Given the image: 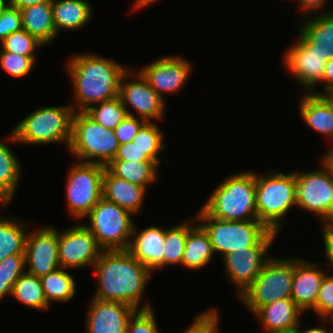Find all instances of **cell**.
Returning <instances> with one entry per match:
<instances>
[{"label": "cell", "mask_w": 333, "mask_h": 333, "mask_svg": "<svg viewBox=\"0 0 333 333\" xmlns=\"http://www.w3.org/2000/svg\"><path fill=\"white\" fill-rule=\"evenodd\" d=\"M93 273L98 279L93 298L122 302L138 310L153 307L144 298L153 273L127 250H103Z\"/></svg>", "instance_id": "cell-1"}, {"label": "cell", "mask_w": 333, "mask_h": 333, "mask_svg": "<svg viewBox=\"0 0 333 333\" xmlns=\"http://www.w3.org/2000/svg\"><path fill=\"white\" fill-rule=\"evenodd\" d=\"M67 59L65 67L74 90L70 105L75 112L119 95L121 77L128 70L125 64L92 52L75 53Z\"/></svg>", "instance_id": "cell-2"}, {"label": "cell", "mask_w": 333, "mask_h": 333, "mask_svg": "<svg viewBox=\"0 0 333 333\" xmlns=\"http://www.w3.org/2000/svg\"><path fill=\"white\" fill-rule=\"evenodd\" d=\"M74 112L70 104L37 108L12 128L5 141L25 146L63 143L68 151Z\"/></svg>", "instance_id": "cell-3"}, {"label": "cell", "mask_w": 333, "mask_h": 333, "mask_svg": "<svg viewBox=\"0 0 333 333\" xmlns=\"http://www.w3.org/2000/svg\"><path fill=\"white\" fill-rule=\"evenodd\" d=\"M201 207L219 220H258L255 171L229 175L214 187Z\"/></svg>", "instance_id": "cell-4"}, {"label": "cell", "mask_w": 333, "mask_h": 333, "mask_svg": "<svg viewBox=\"0 0 333 333\" xmlns=\"http://www.w3.org/2000/svg\"><path fill=\"white\" fill-rule=\"evenodd\" d=\"M194 215L208 233L214 254L218 253L222 258L234 250L247 247H272L279 235L258 220H219L211 217L202 207Z\"/></svg>", "instance_id": "cell-5"}, {"label": "cell", "mask_w": 333, "mask_h": 333, "mask_svg": "<svg viewBox=\"0 0 333 333\" xmlns=\"http://www.w3.org/2000/svg\"><path fill=\"white\" fill-rule=\"evenodd\" d=\"M256 177V210L258 221L270 231L280 233L285 216L296 207V170L283 173L277 169Z\"/></svg>", "instance_id": "cell-6"}, {"label": "cell", "mask_w": 333, "mask_h": 333, "mask_svg": "<svg viewBox=\"0 0 333 333\" xmlns=\"http://www.w3.org/2000/svg\"><path fill=\"white\" fill-rule=\"evenodd\" d=\"M119 146L113 130L97 123L85 111L74 112L68 151L78 162L106 167L115 158Z\"/></svg>", "instance_id": "cell-7"}, {"label": "cell", "mask_w": 333, "mask_h": 333, "mask_svg": "<svg viewBox=\"0 0 333 333\" xmlns=\"http://www.w3.org/2000/svg\"><path fill=\"white\" fill-rule=\"evenodd\" d=\"M293 257L272 256L255 281L238 298L253 315L260 307L291 298Z\"/></svg>", "instance_id": "cell-8"}, {"label": "cell", "mask_w": 333, "mask_h": 333, "mask_svg": "<svg viewBox=\"0 0 333 333\" xmlns=\"http://www.w3.org/2000/svg\"><path fill=\"white\" fill-rule=\"evenodd\" d=\"M84 218L103 250H127L135 224L130 211L102 197Z\"/></svg>", "instance_id": "cell-9"}, {"label": "cell", "mask_w": 333, "mask_h": 333, "mask_svg": "<svg viewBox=\"0 0 333 333\" xmlns=\"http://www.w3.org/2000/svg\"><path fill=\"white\" fill-rule=\"evenodd\" d=\"M105 166L95 163H72L66 178V204L75 221L84 217L103 197Z\"/></svg>", "instance_id": "cell-10"}, {"label": "cell", "mask_w": 333, "mask_h": 333, "mask_svg": "<svg viewBox=\"0 0 333 333\" xmlns=\"http://www.w3.org/2000/svg\"><path fill=\"white\" fill-rule=\"evenodd\" d=\"M319 170H296V206L317 216L318 221L333 222V177L323 162Z\"/></svg>", "instance_id": "cell-11"}, {"label": "cell", "mask_w": 333, "mask_h": 333, "mask_svg": "<svg viewBox=\"0 0 333 333\" xmlns=\"http://www.w3.org/2000/svg\"><path fill=\"white\" fill-rule=\"evenodd\" d=\"M133 70L134 68L130 69L128 65V70L122 75L119 85L118 96L127 114L134 117L138 114L139 118L147 122L163 120L167 102L150 87L139 71ZM131 107L137 114L130 110Z\"/></svg>", "instance_id": "cell-12"}, {"label": "cell", "mask_w": 333, "mask_h": 333, "mask_svg": "<svg viewBox=\"0 0 333 333\" xmlns=\"http://www.w3.org/2000/svg\"><path fill=\"white\" fill-rule=\"evenodd\" d=\"M103 249L91 231L82 223L66 230H58V258L67 270L93 267Z\"/></svg>", "instance_id": "cell-13"}, {"label": "cell", "mask_w": 333, "mask_h": 333, "mask_svg": "<svg viewBox=\"0 0 333 333\" xmlns=\"http://www.w3.org/2000/svg\"><path fill=\"white\" fill-rule=\"evenodd\" d=\"M192 62L177 55H163L154 62L145 64L138 71L148 81L150 87L163 99L164 95L177 93L188 82L192 73Z\"/></svg>", "instance_id": "cell-14"}, {"label": "cell", "mask_w": 333, "mask_h": 333, "mask_svg": "<svg viewBox=\"0 0 333 333\" xmlns=\"http://www.w3.org/2000/svg\"><path fill=\"white\" fill-rule=\"evenodd\" d=\"M58 268L57 227L50 224L29 230L25 243V271L41 278Z\"/></svg>", "instance_id": "cell-15"}, {"label": "cell", "mask_w": 333, "mask_h": 333, "mask_svg": "<svg viewBox=\"0 0 333 333\" xmlns=\"http://www.w3.org/2000/svg\"><path fill=\"white\" fill-rule=\"evenodd\" d=\"M270 248L247 247L234 250L222 258L225 278L236 288L237 298L255 281L273 256L269 254Z\"/></svg>", "instance_id": "cell-16"}, {"label": "cell", "mask_w": 333, "mask_h": 333, "mask_svg": "<svg viewBox=\"0 0 333 333\" xmlns=\"http://www.w3.org/2000/svg\"><path fill=\"white\" fill-rule=\"evenodd\" d=\"M282 56L284 67L304 93L318 94L317 88L322 83L327 62L324 57L313 49H309L299 38L285 50Z\"/></svg>", "instance_id": "cell-17"}, {"label": "cell", "mask_w": 333, "mask_h": 333, "mask_svg": "<svg viewBox=\"0 0 333 333\" xmlns=\"http://www.w3.org/2000/svg\"><path fill=\"white\" fill-rule=\"evenodd\" d=\"M86 333H126L130 318L138 310L117 301L90 299Z\"/></svg>", "instance_id": "cell-18"}, {"label": "cell", "mask_w": 333, "mask_h": 333, "mask_svg": "<svg viewBox=\"0 0 333 333\" xmlns=\"http://www.w3.org/2000/svg\"><path fill=\"white\" fill-rule=\"evenodd\" d=\"M322 268V264L293 257L291 299L304 313L315 308L322 279L328 273Z\"/></svg>", "instance_id": "cell-19"}, {"label": "cell", "mask_w": 333, "mask_h": 333, "mask_svg": "<svg viewBox=\"0 0 333 333\" xmlns=\"http://www.w3.org/2000/svg\"><path fill=\"white\" fill-rule=\"evenodd\" d=\"M165 228L149 226L141 231L134 224L127 251L152 273L163 269Z\"/></svg>", "instance_id": "cell-20"}, {"label": "cell", "mask_w": 333, "mask_h": 333, "mask_svg": "<svg viewBox=\"0 0 333 333\" xmlns=\"http://www.w3.org/2000/svg\"><path fill=\"white\" fill-rule=\"evenodd\" d=\"M304 314L291 298H285L260 307L253 316L262 333H287L296 331Z\"/></svg>", "instance_id": "cell-21"}, {"label": "cell", "mask_w": 333, "mask_h": 333, "mask_svg": "<svg viewBox=\"0 0 333 333\" xmlns=\"http://www.w3.org/2000/svg\"><path fill=\"white\" fill-rule=\"evenodd\" d=\"M301 19L298 38L325 61L333 58V12L311 14Z\"/></svg>", "instance_id": "cell-22"}, {"label": "cell", "mask_w": 333, "mask_h": 333, "mask_svg": "<svg viewBox=\"0 0 333 333\" xmlns=\"http://www.w3.org/2000/svg\"><path fill=\"white\" fill-rule=\"evenodd\" d=\"M103 198L127 209L133 215L141 212L147 190L113 175L106 167L103 176Z\"/></svg>", "instance_id": "cell-23"}, {"label": "cell", "mask_w": 333, "mask_h": 333, "mask_svg": "<svg viewBox=\"0 0 333 333\" xmlns=\"http://www.w3.org/2000/svg\"><path fill=\"white\" fill-rule=\"evenodd\" d=\"M298 109L300 117L308 128L333 142V111L321 94L304 93L300 98ZM329 148H333V145Z\"/></svg>", "instance_id": "cell-24"}, {"label": "cell", "mask_w": 333, "mask_h": 333, "mask_svg": "<svg viewBox=\"0 0 333 333\" xmlns=\"http://www.w3.org/2000/svg\"><path fill=\"white\" fill-rule=\"evenodd\" d=\"M193 218L192 223L188 220V234L181 263V267L190 271L204 268L215 255L208 233L197 222L196 216Z\"/></svg>", "instance_id": "cell-25"}, {"label": "cell", "mask_w": 333, "mask_h": 333, "mask_svg": "<svg viewBox=\"0 0 333 333\" xmlns=\"http://www.w3.org/2000/svg\"><path fill=\"white\" fill-rule=\"evenodd\" d=\"M87 0H52L53 21L58 36L61 31L80 30L88 24L94 11Z\"/></svg>", "instance_id": "cell-26"}, {"label": "cell", "mask_w": 333, "mask_h": 333, "mask_svg": "<svg viewBox=\"0 0 333 333\" xmlns=\"http://www.w3.org/2000/svg\"><path fill=\"white\" fill-rule=\"evenodd\" d=\"M23 29L45 47L54 43L58 34L53 21L52 1H46L20 9Z\"/></svg>", "instance_id": "cell-27"}, {"label": "cell", "mask_w": 333, "mask_h": 333, "mask_svg": "<svg viewBox=\"0 0 333 333\" xmlns=\"http://www.w3.org/2000/svg\"><path fill=\"white\" fill-rule=\"evenodd\" d=\"M17 158L10 146L0 140V206L3 210L13 202L22 175L23 166Z\"/></svg>", "instance_id": "cell-28"}, {"label": "cell", "mask_w": 333, "mask_h": 333, "mask_svg": "<svg viewBox=\"0 0 333 333\" xmlns=\"http://www.w3.org/2000/svg\"><path fill=\"white\" fill-rule=\"evenodd\" d=\"M159 165L155 161L112 160L106 168L116 177L148 190L158 181Z\"/></svg>", "instance_id": "cell-29"}, {"label": "cell", "mask_w": 333, "mask_h": 333, "mask_svg": "<svg viewBox=\"0 0 333 333\" xmlns=\"http://www.w3.org/2000/svg\"><path fill=\"white\" fill-rule=\"evenodd\" d=\"M24 221L20 217L0 216V262L10 255L25 254L30 224Z\"/></svg>", "instance_id": "cell-30"}, {"label": "cell", "mask_w": 333, "mask_h": 333, "mask_svg": "<svg viewBox=\"0 0 333 333\" xmlns=\"http://www.w3.org/2000/svg\"><path fill=\"white\" fill-rule=\"evenodd\" d=\"M11 297L22 305L42 310L41 312L51 307L44 295L40 278L26 271L14 283Z\"/></svg>", "instance_id": "cell-31"}, {"label": "cell", "mask_w": 333, "mask_h": 333, "mask_svg": "<svg viewBox=\"0 0 333 333\" xmlns=\"http://www.w3.org/2000/svg\"><path fill=\"white\" fill-rule=\"evenodd\" d=\"M44 295L49 305L51 302L66 303L76 294V282L66 268H58L40 278Z\"/></svg>", "instance_id": "cell-32"}, {"label": "cell", "mask_w": 333, "mask_h": 333, "mask_svg": "<svg viewBox=\"0 0 333 333\" xmlns=\"http://www.w3.org/2000/svg\"><path fill=\"white\" fill-rule=\"evenodd\" d=\"M188 234V220L165 229L163 269L167 266H181Z\"/></svg>", "instance_id": "cell-33"}, {"label": "cell", "mask_w": 333, "mask_h": 333, "mask_svg": "<svg viewBox=\"0 0 333 333\" xmlns=\"http://www.w3.org/2000/svg\"><path fill=\"white\" fill-rule=\"evenodd\" d=\"M85 112L97 123L110 130H114L128 115L119 96L96 103Z\"/></svg>", "instance_id": "cell-34"}, {"label": "cell", "mask_w": 333, "mask_h": 333, "mask_svg": "<svg viewBox=\"0 0 333 333\" xmlns=\"http://www.w3.org/2000/svg\"><path fill=\"white\" fill-rule=\"evenodd\" d=\"M163 131L155 122H146L136 134L133 142L152 160L160 165L159 155L166 148Z\"/></svg>", "instance_id": "cell-35"}, {"label": "cell", "mask_w": 333, "mask_h": 333, "mask_svg": "<svg viewBox=\"0 0 333 333\" xmlns=\"http://www.w3.org/2000/svg\"><path fill=\"white\" fill-rule=\"evenodd\" d=\"M25 272V254L7 256L0 262V301L11 296L14 283Z\"/></svg>", "instance_id": "cell-36"}, {"label": "cell", "mask_w": 333, "mask_h": 333, "mask_svg": "<svg viewBox=\"0 0 333 333\" xmlns=\"http://www.w3.org/2000/svg\"><path fill=\"white\" fill-rule=\"evenodd\" d=\"M1 45L0 51L17 53L23 56H37L35 54L38 49L45 47L25 29L11 33L1 41Z\"/></svg>", "instance_id": "cell-37"}, {"label": "cell", "mask_w": 333, "mask_h": 333, "mask_svg": "<svg viewBox=\"0 0 333 333\" xmlns=\"http://www.w3.org/2000/svg\"><path fill=\"white\" fill-rule=\"evenodd\" d=\"M37 62L36 56H23L21 54L0 51V69L6 74L21 79L29 75Z\"/></svg>", "instance_id": "cell-38"}, {"label": "cell", "mask_w": 333, "mask_h": 333, "mask_svg": "<svg viewBox=\"0 0 333 333\" xmlns=\"http://www.w3.org/2000/svg\"><path fill=\"white\" fill-rule=\"evenodd\" d=\"M318 319L333 320V274L328 272L322 279L315 308L311 311Z\"/></svg>", "instance_id": "cell-39"}, {"label": "cell", "mask_w": 333, "mask_h": 333, "mask_svg": "<svg viewBox=\"0 0 333 333\" xmlns=\"http://www.w3.org/2000/svg\"><path fill=\"white\" fill-rule=\"evenodd\" d=\"M219 310L209 308L195 316L192 323L182 333H218L220 326Z\"/></svg>", "instance_id": "cell-40"}, {"label": "cell", "mask_w": 333, "mask_h": 333, "mask_svg": "<svg viewBox=\"0 0 333 333\" xmlns=\"http://www.w3.org/2000/svg\"><path fill=\"white\" fill-rule=\"evenodd\" d=\"M154 308L137 310L130 318L126 333H159Z\"/></svg>", "instance_id": "cell-41"}, {"label": "cell", "mask_w": 333, "mask_h": 333, "mask_svg": "<svg viewBox=\"0 0 333 333\" xmlns=\"http://www.w3.org/2000/svg\"><path fill=\"white\" fill-rule=\"evenodd\" d=\"M23 29L20 9L7 4L0 12V42L13 32Z\"/></svg>", "instance_id": "cell-42"}, {"label": "cell", "mask_w": 333, "mask_h": 333, "mask_svg": "<svg viewBox=\"0 0 333 333\" xmlns=\"http://www.w3.org/2000/svg\"><path fill=\"white\" fill-rule=\"evenodd\" d=\"M146 122V120L137 116L134 117L127 115L124 120L113 130L120 145L133 142L134 137Z\"/></svg>", "instance_id": "cell-43"}, {"label": "cell", "mask_w": 333, "mask_h": 333, "mask_svg": "<svg viewBox=\"0 0 333 333\" xmlns=\"http://www.w3.org/2000/svg\"><path fill=\"white\" fill-rule=\"evenodd\" d=\"M113 160L152 161L134 142L121 144Z\"/></svg>", "instance_id": "cell-44"}, {"label": "cell", "mask_w": 333, "mask_h": 333, "mask_svg": "<svg viewBox=\"0 0 333 333\" xmlns=\"http://www.w3.org/2000/svg\"><path fill=\"white\" fill-rule=\"evenodd\" d=\"M321 229H322V238H323V244H324V254L328 259V264H323L324 266L328 265L329 268L331 266V269L333 270V222H323L321 223ZM330 265V266H329ZM333 274V271H329Z\"/></svg>", "instance_id": "cell-45"}, {"label": "cell", "mask_w": 333, "mask_h": 333, "mask_svg": "<svg viewBox=\"0 0 333 333\" xmlns=\"http://www.w3.org/2000/svg\"><path fill=\"white\" fill-rule=\"evenodd\" d=\"M330 0H295L298 4L299 11H302V17L311 14L318 13H330L333 12V7L325 11L326 4H328ZM324 10V11H323ZM304 12V14H303ZM312 12V13H311ZM306 14V15H305Z\"/></svg>", "instance_id": "cell-46"}, {"label": "cell", "mask_w": 333, "mask_h": 333, "mask_svg": "<svg viewBox=\"0 0 333 333\" xmlns=\"http://www.w3.org/2000/svg\"><path fill=\"white\" fill-rule=\"evenodd\" d=\"M301 323L302 321L300 322L299 327L296 329L298 333H333V320L331 319L320 318L319 326L317 325V327H307L304 330H302V328L300 329Z\"/></svg>", "instance_id": "cell-47"}, {"label": "cell", "mask_w": 333, "mask_h": 333, "mask_svg": "<svg viewBox=\"0 0 333 333\" xmlns=\"http://www.w3.org/2000/svg\"><path fill=\"white\" fill-rule=\"evenodd\" d=\"M322 84L323 90L318 91V94L333 92V58L326 62Z\"/></svg>", "instance_id": "cell-48"}, {"label": "cell", "mask_w": 333, "mask_h": 333, "mask_svg": "<svg viewBox=\"0 0 333 333\" xmlns=\"http://www.w3.org/2000/svg\"><path fill=\"white\" fill-rule=\"evenodd\" d=\"M46 1H52V0H8V4L18 9H22Z\"/></svg>", "instance_id": "cell-49"}, {"label": "cell", "mask_w": 333, "mask_h": 333, "mask_svg": "<svg viewBox=\"0 0 333 333\" xmlns=\"http://www.w3.org/2000/svg\"><path fill=\"white\" fill-rule=\"evenodd\" d=\"M322 158H320V162H323L325 166L330 170L331 175L333 177V148H328Z\"/></svg>", "instance_id": "cell-50"}, {"label": "cell", "mask_w": 333, "mask_h": 333, "mask_svg": "<svg viewBox=\"0 0 333 333\" xmlns=\"http://www.w3.org/2000/svg\"><path fill=\"white\" fill-rule=\"evenodd\" d=\"M159 2V0H134L133 6L131 9L135 10H142L143 8H147L151 4Z\"/></svg>", "instance_id": "cell-51"}, {"label": "cell", "mask_w": 333, "mask_h": 333, "mask_svg": "<svg viewBox=\"0 0 333 333\" xmlns=\"http://www.w3.org/2000/svg\"><path fill=\"white\" fill-rule=\"evenodd\" d=\"M330 104L333 111V92H325L321 94Z\"/></svg>", "instance_id": "cell-52"}, {"label": "cell", "mask_w": 333, "mask_h": 333, "mask_svg": "<svg viewBox=\"0 0 333 333\" xmlns=\"http://www.w3.org/2000/svg\"><path fill=\"white\" fill-rule=\"evenodd\" d=\"M8 0H0V12L7 6Z\"/></svg>", "instance_id": "cell-53"}]
</instances>
